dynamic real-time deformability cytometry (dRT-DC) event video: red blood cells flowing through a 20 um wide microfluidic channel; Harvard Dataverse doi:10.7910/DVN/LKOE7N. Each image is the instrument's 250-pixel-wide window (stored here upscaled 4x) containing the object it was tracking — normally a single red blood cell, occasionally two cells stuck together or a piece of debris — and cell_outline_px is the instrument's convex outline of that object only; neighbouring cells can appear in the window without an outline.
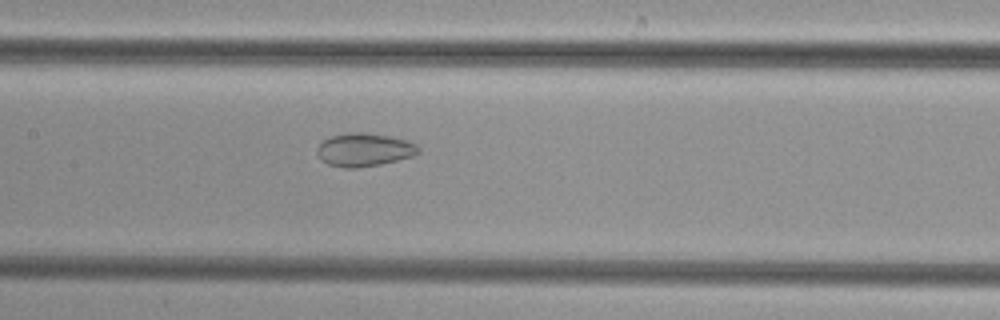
{"species": "common noctule bat (a hibernating species)", "species_latin": "Nyctalus noctula", "temperature_condition": "cold", "stored_images_in_passage": 29, "camera_frame_rate_fps": 3000, "um_per_image_px": 0.085, "animal": {"sex": "female", "body_mass_g": 29.2, "forearm_length_mm": 56.3}, "frame": {"image": 1, "passage_image": 10, "time_ms": 3.0, "image_size_px": [1000, 320], "cell_outline_px": [[420, 152], [412, 156], [380, 164], [356, 168], [344, 168], [328, 164], [316, 152], [316, 148], [324, 140], [332, 136], [348, 132], [364, 132], [388, 136], [408, 140], [416, 144], [420, 148]], "centroid_in_image_um": [30.97, 12.72], "position_along_channel_um": 176.4, "area_um2": 19.48}}
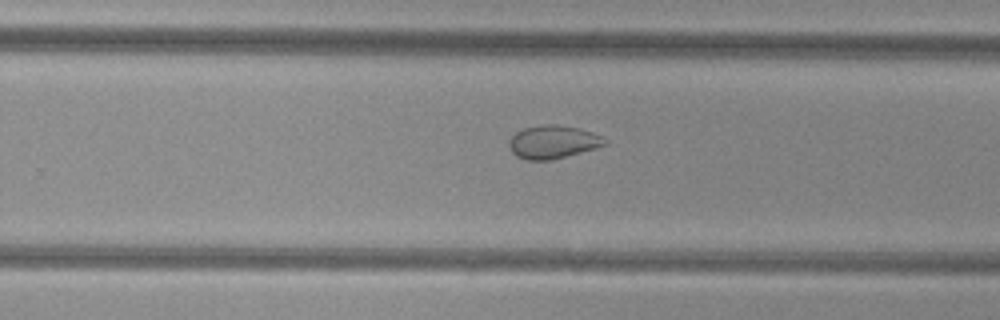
{"frame": {"image": 2, "passage_image": 18, "time_ms": 5.667, "image_size_px": [1000, 320], "cell_outline_px": [[608, 144], [552, 160], [528, 160], [516, 156], [512, 152], [508, 144], [508, 140], [516, 132], [524, 128], [544, 124], [556, 124], [580, 128], [604, 136], [608, 140]], "centroid_in_image_um": [47.01, 12.06], "position_along_channel_um": 282.8, "area_um2": 18.61}}
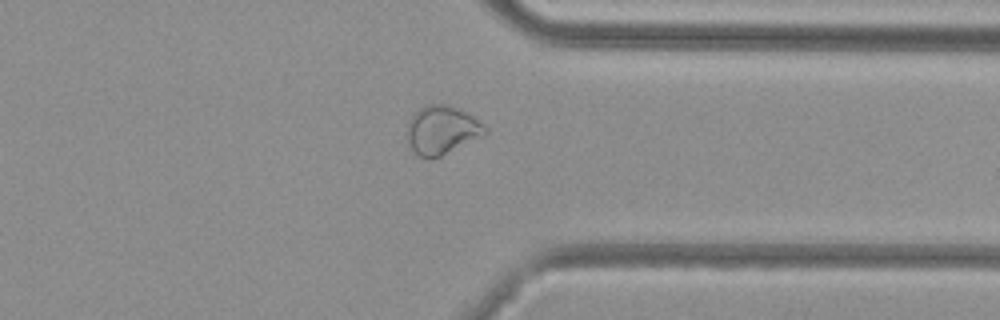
{"frame": {"image": 3, "passage_image": 25, "time_ms": 8.0, "image_size_px": [1000, 320], "cell_outline_px": [[488, 132], [484, 136], [440, 156], [420, 156], [412, 148], [408, 140], [408, 120], [420, 108], [428, 104], [444, 104], [468, 112], [484, 124], [488, 128]], "centroid_in_image_um": [37.62, 11.02], "position_along_channel_um": 373.8, "area_um2": 21.73}}